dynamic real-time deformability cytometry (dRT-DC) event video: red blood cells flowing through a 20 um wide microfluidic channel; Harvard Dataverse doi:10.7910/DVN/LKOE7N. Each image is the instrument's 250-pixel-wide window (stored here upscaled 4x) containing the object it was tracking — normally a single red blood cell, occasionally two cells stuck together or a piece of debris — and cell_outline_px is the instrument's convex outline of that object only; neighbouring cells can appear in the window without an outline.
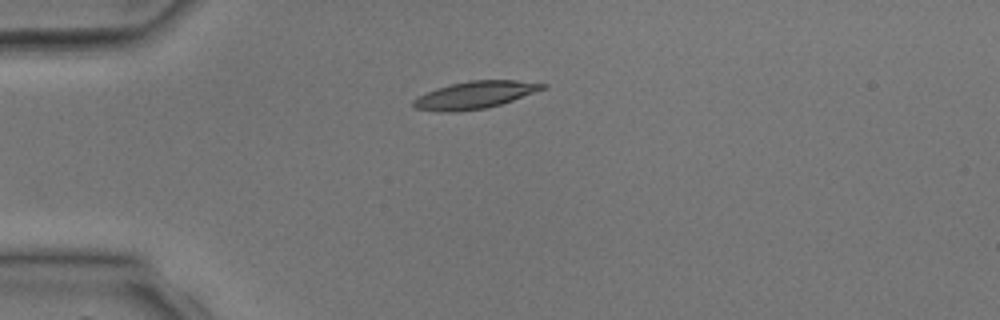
{"species": "common noctule bat (a hibernating species)", "species_latin": "Nyctalus noctula", "temperature_condition": "room temperature", "stored_images_in_passage": 3, "camera_frame_rate_fps": 3000, "um_per_image_px": 0.085, "animal": {"sex": "male", "body_mass_g": 17.9, "forearm_length_mm": 54.2}, "frame": {"image": 1, "passage_image": 3, "time_ms": 2.333, "image_size_px": [1000, 320], "cell_outline_px": [[548, 88], [500, 104], [484, 108], [456, 112], [440, 112], [416, 108], [412, 104], [412, 100], [436, 88], [452, 84], [472, 80], [516, 80], [548, 84]], "centroid_in_image_um": [40.4, 8.07], "position_along_channel_um": 44.6, "area_um2": 20.4}}